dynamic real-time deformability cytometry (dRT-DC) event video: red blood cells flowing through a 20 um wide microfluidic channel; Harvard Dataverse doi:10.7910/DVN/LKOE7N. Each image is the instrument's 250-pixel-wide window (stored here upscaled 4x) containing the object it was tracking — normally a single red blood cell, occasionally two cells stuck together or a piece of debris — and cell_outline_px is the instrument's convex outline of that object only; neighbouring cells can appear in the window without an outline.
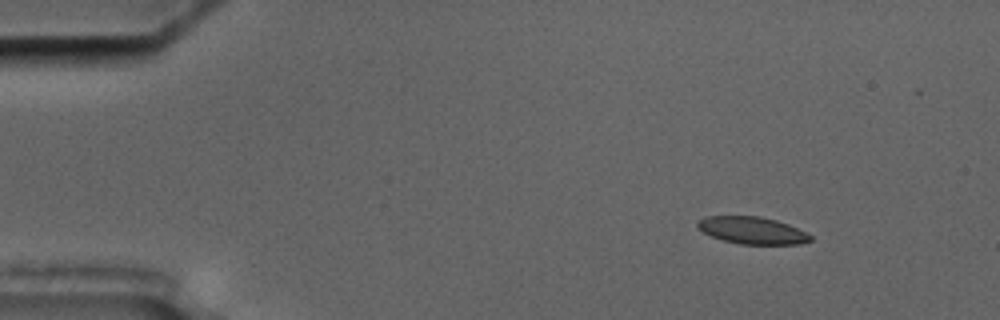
{"species": "common noctule bat (a hibernating species)", "species_latin": "Nyctalus noctula", "temperature_condition": "cold", "stored_images_in_passage": 4, "camera_frame_rate_fps": 3000, "um_per_image_px": 0.085, "animal": {"sex": "male", "body_mass_g": 17.5, "forearm_length_mm": 52.3}, "frame": {"image": 1, "passage_image": 1, "time_ms": 0.0, "image_size_px": [1000, 320], "cell_outline_px": [[812, 240], [800, 244], [740, 244], [724, 240], [712, 236], [704, 232], [696, 224], [696, 220], [704, 216], [760, 216], [776, 220], [788, 224], [812, 236]], "centroid_in_image_um": [63.92, 19.57], "position_along_channel_um": 21.1, "area_um2": 17.74}}